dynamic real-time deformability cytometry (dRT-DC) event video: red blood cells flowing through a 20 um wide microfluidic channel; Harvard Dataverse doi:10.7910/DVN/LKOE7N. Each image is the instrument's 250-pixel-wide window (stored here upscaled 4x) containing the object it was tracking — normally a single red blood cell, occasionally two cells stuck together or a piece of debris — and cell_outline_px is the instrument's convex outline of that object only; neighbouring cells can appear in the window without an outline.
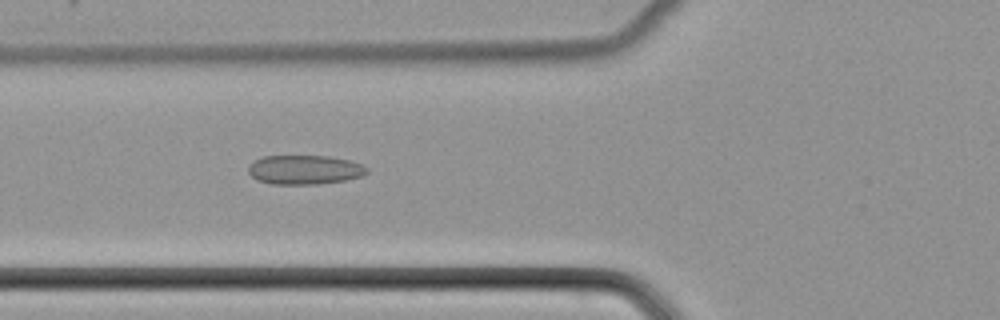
{"species": "common noctule bat (a hibernating species)", "species_latin": "Nyctalus noctula", "temperature_condition": "cold", "stored_images_in_passage": 51, "camera_frame_rate_fps": 3000, "um_per_image_px": 0.085, "animal": {"sex": "female", "body_mass_g": 22.7, "forearm_length_mm": 54.2}, "frame": {"image": 1, "passage_image": 20, "time_ms": 6.333, "image_size_px": [1000, 320], "cell_outline_px": [[368, 172], [360, 176], [344, 180], [320, 184], [272, 184], [256, 180], [248, 172], [248, 164], [264, 156], [328, 156], [348, 160], [360, 164], [368, 168]], "centroid_in_image_um": [25.85, 14.43], "position_along_channel_um": 99.9, "area_um2": 20.11}}
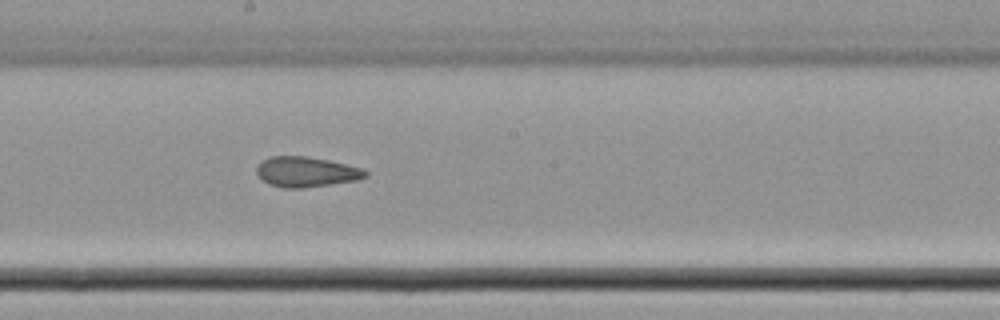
{"frame": {"image": 2, "passage_image": 29, "time_ms": 9.333, "image_size_px": [1000, 320], "cell_outline_px": [[368, 176], [356, 180], [300, 188], [284, 188], [268, 184], [256, 172], [256, 164], [260, 160], [272, 156], [308, 156], [328, 160], [364, 168], [368, 172]], "centroid_in_image_um": [26.01, 14.59], "position_along_channel_um": 222.2, "area_um2": 19.19}}
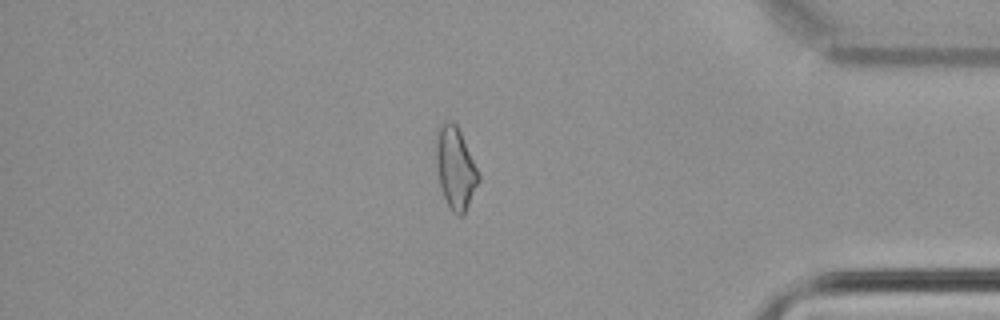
{"frame": {"image": 3, "passage_image": 44, "time_ms": 14.333, "image_size_px": [1000, 320], "cell_outline_px": [[480, 180], [464, 212], [460, 216], [452, 212], [440, 188], [436, 164], [436, 128], [444, 120], [452, 120], [456, 124], [460, 132], [480, 176]], "centroid_in_image_um": [38.68, 14.23], "position_along_channel_um": 396.5, "area_um2": 20.06}}